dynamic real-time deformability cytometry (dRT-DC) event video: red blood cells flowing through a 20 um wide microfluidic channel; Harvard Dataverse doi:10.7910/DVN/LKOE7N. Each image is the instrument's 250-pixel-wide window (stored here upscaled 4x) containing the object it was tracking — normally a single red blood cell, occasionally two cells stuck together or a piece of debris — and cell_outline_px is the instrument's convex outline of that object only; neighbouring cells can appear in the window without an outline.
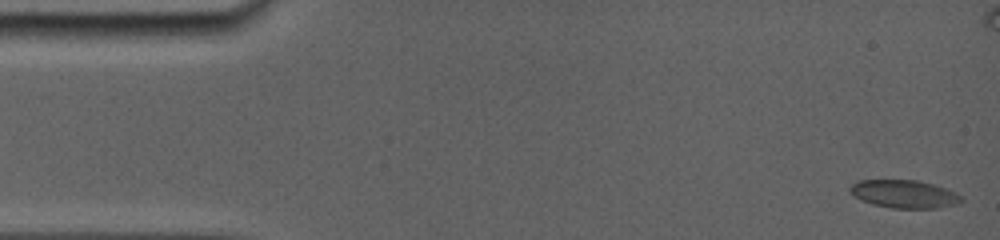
{"species": "common noctule bat (a hibernating species)", "species_latin": "Nyctalus noctula", "temperature_condition": "room temperature", "stored_images_in_passage": 49, "camera_frame_rate_fps": 5000, "um_per_image_px": 0.085, "animal": {"sex": "female", "body_mass_g": 19.0, "forearm_length_mm": 56.7}, "frame": {"image": 1, "passage_image": 1, "time_ms": 0.0, "image_size_px": [1000, 240], "cell_outline_px": [[964, 200], [956, 204], [936, 208], [892, 208], [872, 204], [860, 200], [852, 196], [848, 192], [848, 188], [852, 184], [860, 180], [916, 180], [932, 184], [944, 188], [960, 196]], "centroid_in_image_um": [76.77, 16.49], "position_along_channel_um": 8.2, "area_um2": 18.09}}
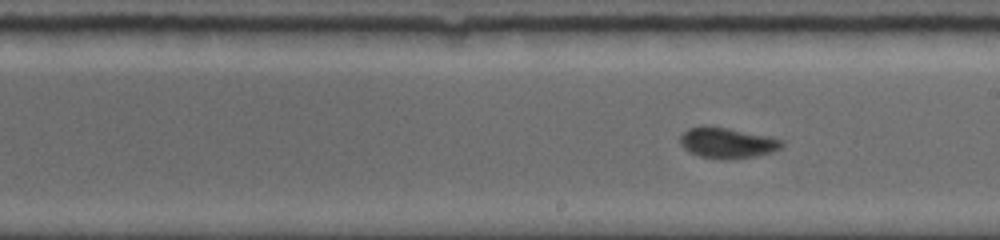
{"frame": {"image": 2, "passage_image": 31, "time_ms": 8.8, "image_size_px": [1000, 240], "cell_outline_px": [[784, 144], [780, 148], [772, 152], [756, 156], [728, 160], [700, 156], [688, 152], [680, 144], [680, 136], [688, 128], [700, 124], [704, 124], [728, 128], [768, 136], [784, 140]], "centroid_in_image_um": [61.78, 12.13], "position_along_channel_um": 227.2, "area_um2": 18.44}}
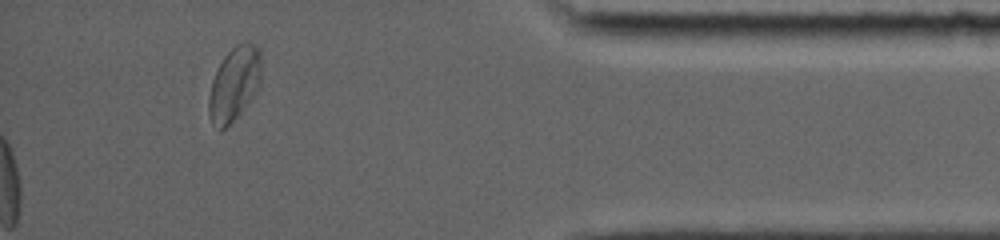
{"frame": {"image": 3, "passage_image": 49, "time_ms": 16.4, "image_size_px": [1000, 240], "cell_outline_px": [[260, 84], [252, 96], [240, 112], [224, 128], [220, 128], [212, 124], [208, 116], [208, 96], [212, 80], [224, 56], [236, 44], [256, 44], [260, 48]], "centroid_in_image_um": [19.89, 7.11], "position_along_channel_um": 415.3, "area_um2": 22.08}, "authors_computed_cell_mechanics": {"area_um2": 17.7446, "velocity_mm_per_s": 3.8358, "shape_relaxation_time_tau1_ms": 9.8769, "shape_relaxation_time_tau2_ms": 1.2704, "deformation_change_tau1": 0.2171, "deformation_change_tau2": 0.0493}}